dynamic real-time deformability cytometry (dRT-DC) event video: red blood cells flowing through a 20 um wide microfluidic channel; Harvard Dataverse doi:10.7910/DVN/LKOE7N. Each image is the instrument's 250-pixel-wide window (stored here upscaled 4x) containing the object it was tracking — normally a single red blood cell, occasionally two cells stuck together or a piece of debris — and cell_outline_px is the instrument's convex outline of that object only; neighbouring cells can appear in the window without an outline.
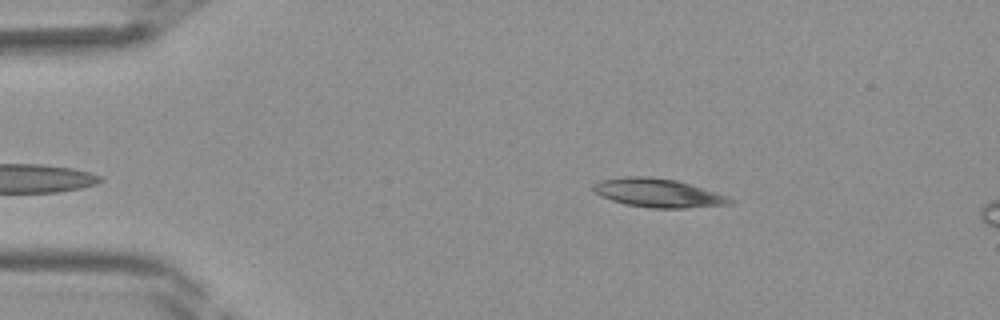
{"species": "Egyptian fruit bat (a non-hibernating species)", "species_latin": "Rousettus aegyptiacus", "temperature_condition": "room temperature", "stored_images_in_passage": 7, "camera_frame_rate_fps": 3000, "um_per_image_px": 0.085, "frame": {"image": 1, "passage_image": 2, "time_ms": 0.333, "image_size_px": [1000, 320], "cell_outline_px": [[736, 200], [732, 204], [684, 208], [652, 208], [624, 204], [600, 196], [592, 192], [592, 184], [600, 180], [624, 176], [648, 176], [676, 180], [716, 192], [728, 196]], "centroid_in_image_um": [55.9, 16.4], "position_along_channel_um": 29.1, "area_um2": 23.0}}